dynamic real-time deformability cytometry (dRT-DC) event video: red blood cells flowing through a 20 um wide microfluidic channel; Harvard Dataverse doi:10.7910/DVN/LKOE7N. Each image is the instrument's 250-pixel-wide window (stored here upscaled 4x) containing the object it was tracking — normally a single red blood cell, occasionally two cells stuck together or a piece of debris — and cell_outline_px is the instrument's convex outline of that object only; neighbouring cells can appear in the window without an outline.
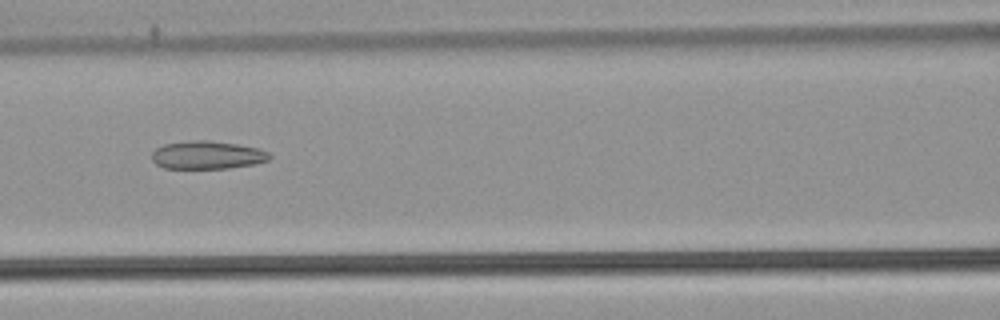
{"species": "common noctule bat (a hibernating species)", "species_latin": "Nyctalus noctula", "temperature_condition": "warm", "stored_images_in_passage": 36, "camera_frame_rate_fps": 3000, "um_per_image_px": 0.085, "animal": {"sex": "male", "body_mass_g": 21.5, "forearm_length_mm": 52.0}, "frame": {"image": 1, "passage_image": 8, "time_ms": 2.333, "image_size_px": [1000, 320], "cell_outline_px": [[272, 156], [268, 160], [256, 164], [228, 168], [164, 168], [156, 164], [152, 160], [152, 152], [156, 148], [164, 144], [192, 140], [208, 140], [236, 144], [256, 148], [268, 152]], "centroid_in_image_um": [17.6, 13.18], "position_along_channel_um": 149.0, "area_um2": 19.19}}
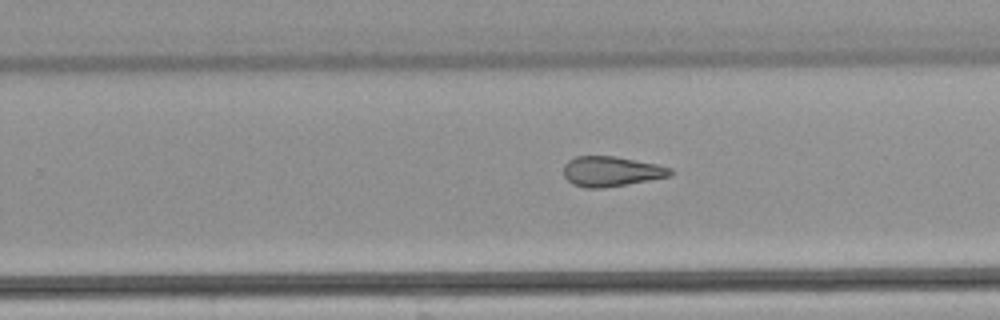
{"frame": {"image": 2, "passage_image": 18, "time_ms": 5.667, "image_size_px": [1000, 320], "cell_outline_px": [[672, 176], [628, 184], [604, 188], [584, 188], [572, 184], [564, 176], [564, 164], [568, 160], [576, 156], [616, 156], [656, 164], [672, 168]], "centroid_in_image_um": [51.95, 14.57], "position_along_channel_um": 277.8, "area_um2": 18.84}}
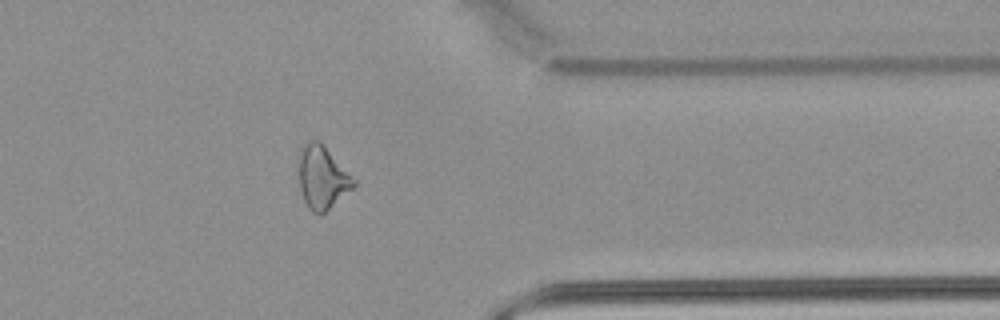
{"frame": {"image": 3, "passage_image": 27, "time_ms": 8.667, "image_size_px": [1000, 320], "cell_outline_px": [[356, 184], [352, 188], [320, 216], [312, 212], [308, 208], [304, 200], [300, 188], [300, 148], [304, 144], [312, 140], [316, 140], [356, 180]], "centroid_in_image_um": [27.38, 15.14], "position_along_channel_um": 384.0, "area_um2": 19.31}}